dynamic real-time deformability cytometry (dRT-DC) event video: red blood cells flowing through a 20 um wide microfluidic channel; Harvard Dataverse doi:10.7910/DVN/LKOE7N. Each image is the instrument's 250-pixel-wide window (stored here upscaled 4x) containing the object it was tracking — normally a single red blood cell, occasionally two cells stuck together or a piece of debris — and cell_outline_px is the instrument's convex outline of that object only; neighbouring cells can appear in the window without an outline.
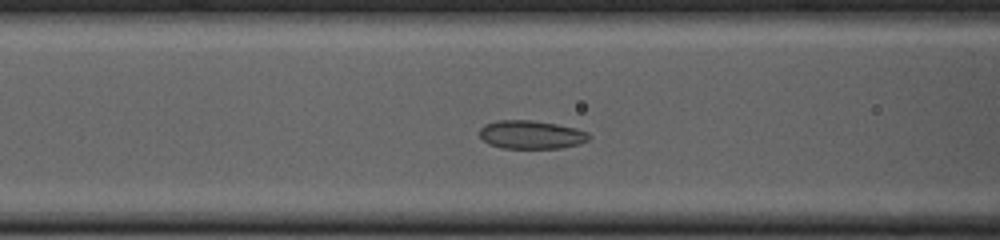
{"species": "common noctule bat (a hibernating species)", "species_latin": "Nyctalus noctula", "temperature_condition": "cold", "stored_images_in_passage": 25, "camera_frame_rate_fps": 3000, "um_per_image_px": 0.085, "animal": {"sex": "female", "body_mass_g": 23.0, "forearm_length_mm": 53.4}, "frame": {"image": 1, "passage_image": 5, "time_ms": 1.333, "image_size_px": [1000, 240], "cell_outline_px": [[592, 136], [588, 140], [580, 144], [560, 148], [500, 148], [488, 144], [480, 136], [480, 128], [484, 124], [500, 120], [532, 120], [556, 124], [576, 128], [588, 132]], "centroid_in_image_um": [45.17, 11.45], "position_along_channel_um": 121.4, "area_um2": 18.21}}
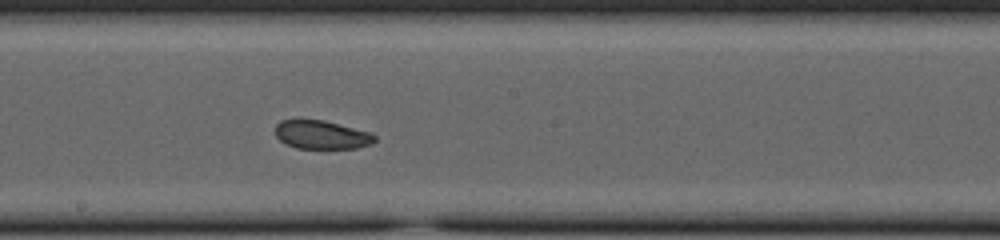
{"frame": {"image": 2, "passage_image": 13, "time_ms": 4.0, "image_size_px": [1000, 240], "cell_outline_px": [[376, 140], [372, 144], [356, 148], [296, 148], [280, 140], [276, 136], [276, 124], [280, 120], [296, 116], [300, 116], [324, 120], [368, 132], [376, 136]], "centroid_in_image_um": [27.26, 11.4], "position_along_channel_um": 220.9, "area_um2": 16.99}}
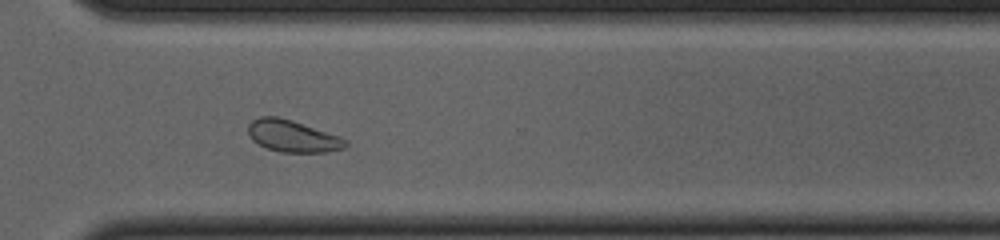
{"frame": {"image": 3, "passage_image": 23, "time_ms": 7.333, "image_size_px": [1000, 240], "cell_outline_px": [[348, 144], [344, 148], [324, 152], [280, 152], [268, 148], [252, 140], [248, 132], [248, 124], [252, 120], [260, 116], [276, 116], [292, 120], [340, 136], [348, 140]], "centroid_in_image_um": [24.88, 11.56], "position_along_channel_um": 345.7, "area_um2": 18.03}}